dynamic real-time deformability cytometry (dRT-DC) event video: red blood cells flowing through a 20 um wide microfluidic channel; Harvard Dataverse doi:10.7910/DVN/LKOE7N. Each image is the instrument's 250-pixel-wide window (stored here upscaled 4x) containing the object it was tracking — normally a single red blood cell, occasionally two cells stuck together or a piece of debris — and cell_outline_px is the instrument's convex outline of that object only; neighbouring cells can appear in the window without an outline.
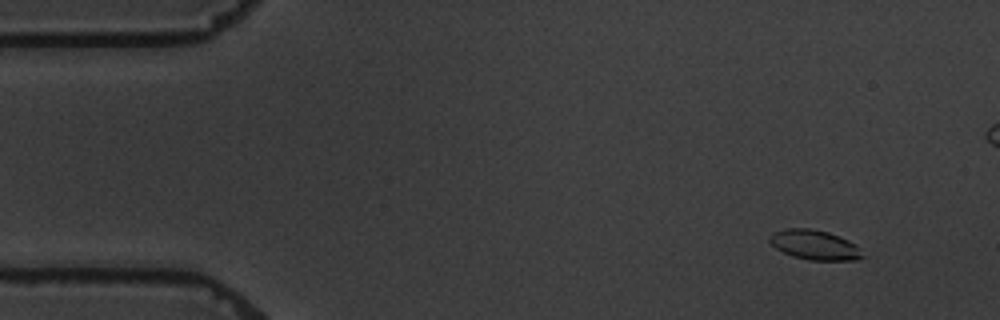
{"species": "common noctule bat (a hibernating species)", "species_latin": "Nyctalus noctula", "temperature_condition": "warm", "stored_images_in_passage": 8, "camera_frame_rate_fps": 3000, "um_per_image_px": 0.085, "animal": {"sex": "male", "body_mass_g": 19.5, "forearm_length_mm": 54.6}, "frame": {"image": 1, "passage_image": 1, "time_ms": 0.0, "image_size_px": [1000, 320], "cell_outline_px": [[864, 256], [856, 260], [808, 260], [792, 256], [776, 248], [768, 240], [768, 236], [776, 232], [788, 228], [808, 228], [828, 232], [848, 240], [856, 244], [860, 248]], "centroid_in_image_um": [69.26, 20.82], "position_along_channel_um": 15.7, "area_um2": 16.01}}
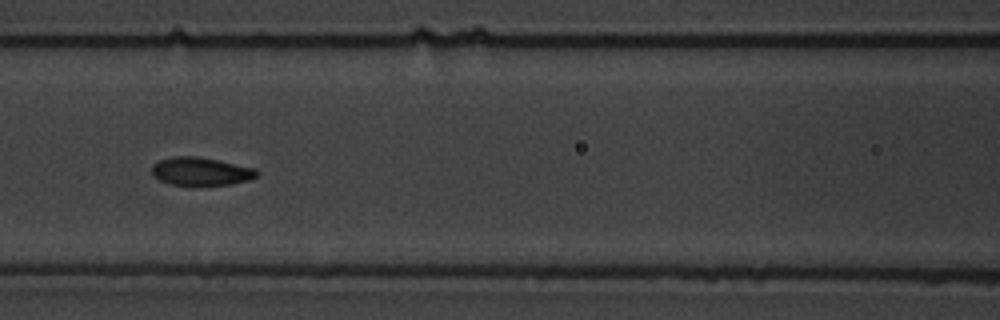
{"frame": {"image": 2, "passage_image": 7, "time_ms": 6.667, "image_size_px": [1000, 320], "cell_outline_px": [[260, 172], [256, 176], [248, 180], [232, 184], [196, 188], [172, 184], [160, 180], [152, 172], [152, 164], [160, 160], [172, 156], [196, 156], [256, 168]], "centroid_in_image_um": [17.08, 14.6], "position_along_channel_um": 149.5, "area_um2": 17.69}}
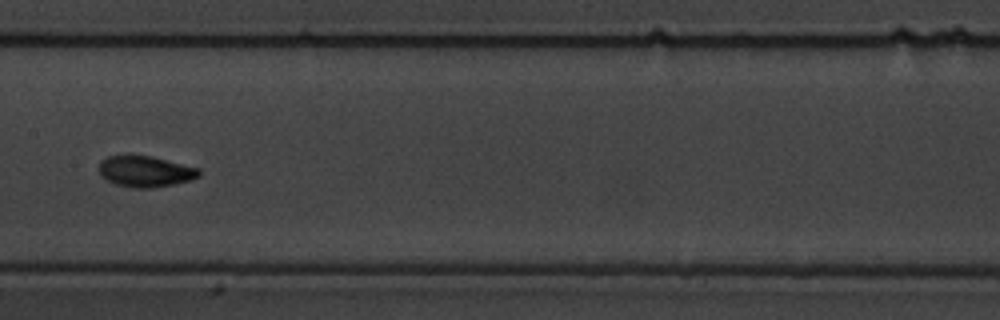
{"frame": {"image": 3, "passage_image": 8, "time_ms": 8.0, "image_size_px": [1000, 320], "cell_outline_px": [[200, 176], [192, 180], [152, 188], [136, 188], [116, 184], [100, 176], [100, 160], [108, 156], [128, 152], [152, 156], [200, 168]], "centroid_in_image_um": [12.34, 14.52], "position_along_channel_um": 195.1, "area_um2": 18.61}}